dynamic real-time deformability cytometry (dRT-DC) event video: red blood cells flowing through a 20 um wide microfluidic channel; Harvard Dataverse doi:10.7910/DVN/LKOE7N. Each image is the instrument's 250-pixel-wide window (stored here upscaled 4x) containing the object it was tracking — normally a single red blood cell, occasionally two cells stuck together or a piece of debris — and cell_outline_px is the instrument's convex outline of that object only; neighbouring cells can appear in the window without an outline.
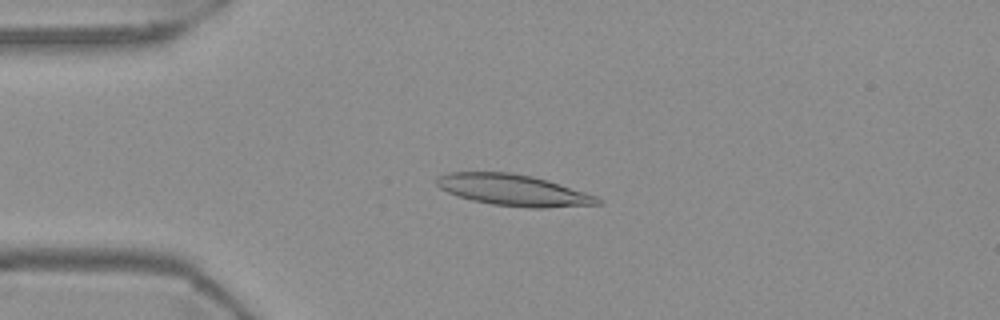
{"species": "Egyptian fruit bat (a non-hibernating species)", "species_latin": "Rousettus aegyptiacus", "temperature_condition": "warm", "stored_images_in_passage": 54, "camera_frame_rate_fps": 3000, "um_per_image_px": 0.085, "frame": {"image": 1, "passage_image": 13, "time_ms": 4.0, "image_size_px": [1000, 320], "cell_outline_px": [[604, 204], [544, 208], [528, 208], [492, 204], [472, 200], [456, 196], [440, 188], [436, 184], [436, 176], [448, 172], [508, 172], [532, 176], [548, 180], [596, 196], [604, 200]], "centroid_in_image_um": [43.64, 16.16], "position_along_channel_um": 41.4, "area_um2": 29.54}}
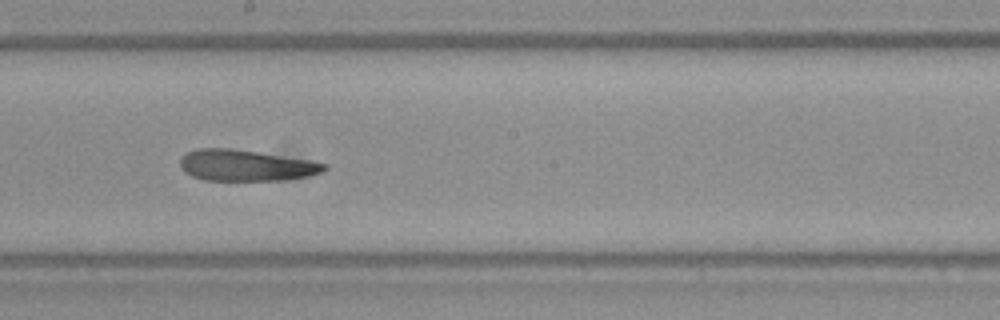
{"frame": {"image": 2, "passage_image": 30, "time_ms": 9.667, "image_size_px": [1000, 320], "cell_outline_px": [[328, 168], [324, 172], [308, 176], [284, 180], [204, 180], [192, 176], [184, 172], [180, 168], [180, 156], [188, 152], [200, 148], [228, 148], [256, 152], [308, 160], [328, 164]], "centroid_in_image_um": [20.89, 14.07], "position_along_channel_um": 227.3, "area_um2": 26.13}}
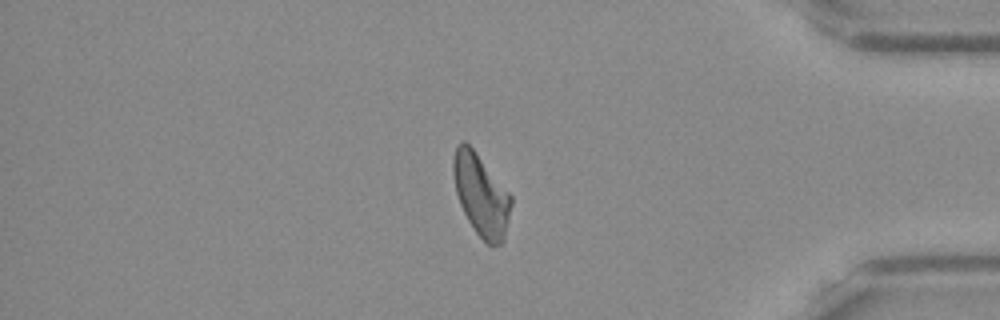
{"frame": {"image": 3, "passage_image": 46, "time_ms": 15.0, "image_size_px": [1000, 320], "cell_outline_px": [[512, 204], [504, 240], [500, 244], [492, 248], [476, 232], [468, 220], [460, 204], [456, 192], [452, 172], [452, 160], [456, 144], [460, 140], [464, 140], [476, 152], [512, 196]], "centroid_in_image_um": [40.88, 16.56], "position_along_channel_um": 394.3, "area_um2": 27.63}, "authors_computed_cell_mechanics": {"area_um2": 27.4839, "velocity_mm_per_s": 3.6925, "shape_relaxation_time_tau1_ms": 5.2452, "shape_relaxation_time_tau2_ms": 3.0246, "deformation_change_tau1": 0.1662, "deformation_change_tau2": 0.1093}}